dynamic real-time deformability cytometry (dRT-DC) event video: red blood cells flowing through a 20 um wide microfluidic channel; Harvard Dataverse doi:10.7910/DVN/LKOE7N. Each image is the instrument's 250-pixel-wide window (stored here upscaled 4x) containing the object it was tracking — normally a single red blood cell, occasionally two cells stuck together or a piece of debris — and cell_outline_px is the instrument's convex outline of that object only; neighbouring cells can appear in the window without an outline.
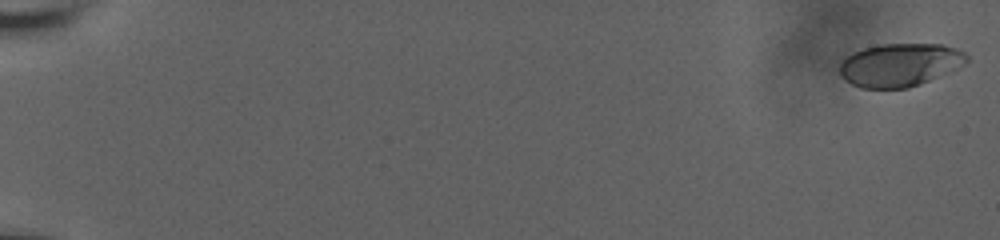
{"species": "human", "species_latin": "Homo sapiens", "temperature_condition": "room temperature", "stored_images_in_passage": 61, "camera_frame_rate_fps": 3000, "um_per_image_px": 0.085, "donor": {"sex": "male"}, "frame": {"image": 1, "passage_image": 1, "time_ms": 0.0, "image_size_px": [1000, 240], "cell_outline_px": [[968, 60], [964, 64], [948, 72], [920, 84], [908, 88], [860, 88], [844, 80], [840, 76], [840, 64], [852, 52], [864, 48], [880, 44], [944, 44], [956, 48], [964, 52], [968, 56]], "centroid_in_image_um": [76.48, 5.51], "position_along_channel_um": 8.5, "area_um2": 31.91}}
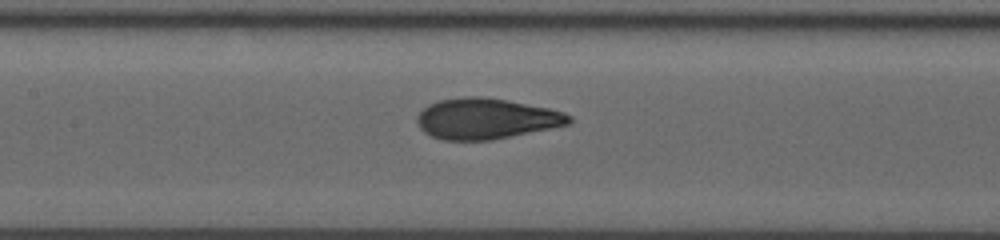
{"frame": {"image": 2, "passage_image": 32, "time_ms": 10.0, "image_size_px": [1000, 240], "cell_outline_px": [[572, 120], [568, 124], [492, 140], [444, 140], [432, 136], [424, 132], [420, 128], [416, 120], [416, 116], [428, 104], [440, 100], [464, 96], [484, 96], [508, 100], [548, 108], [564, 112], [572, 116]], "centroid_in_image_um": [41.29, 10.07], "position_along_channel_um": 166.1, "area_um2": 36.01}}
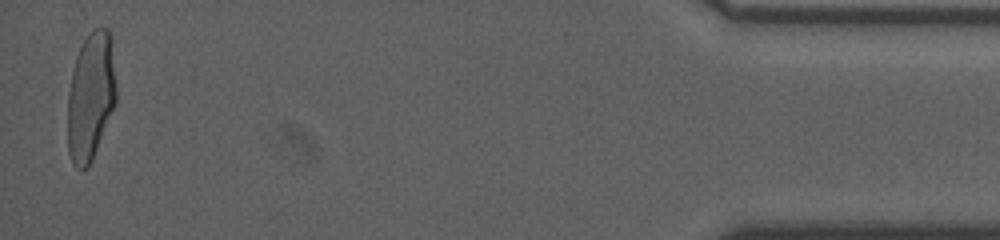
{"frame": {"image": 3, "passage_image": 61, "time_ms": 19.0, "image_size_px": [1000, 240], "cell_outline_px": [[116, 104], [92, 160], [88, 168], [76, 168], [72, 164], [68, 152], [68, 92], [72, 72], [76, 56], [84, 40], [92, 28], [108, 28], [112, 36], [116, 88]], "centroid_in_image_um": [7.72, 8.18], "position_along_channel_um": 427.5, "area_um2": 36.65}, "authors_computed_cell_mechanics": {"area_um2": 35.3158, "velocity_mm_per_s": 3.7748, "shape_relaxation_time_tau1_ms": 4.7134, "shape_relaxation_time_tau2_ms": null, "deformation_change_tau1": 0.1937, "deformation_change_tau2": null}}